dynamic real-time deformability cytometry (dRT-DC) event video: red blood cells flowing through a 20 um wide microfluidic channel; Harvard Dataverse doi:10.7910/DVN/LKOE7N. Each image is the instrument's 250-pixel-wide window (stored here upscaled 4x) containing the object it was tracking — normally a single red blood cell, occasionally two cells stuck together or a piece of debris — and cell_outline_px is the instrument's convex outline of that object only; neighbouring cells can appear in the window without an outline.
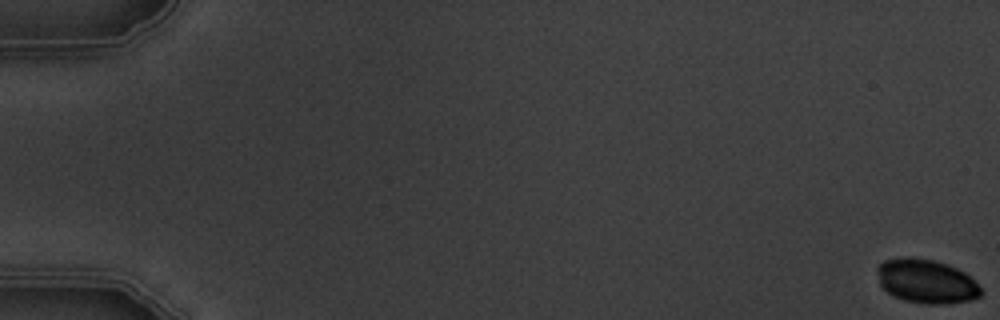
{"species": "common noctule bat (a hibernating species)", "species_latin": "Nyctalus noctula", "temperature_condition": "warm", "stored_images_in_passage": 6, "camera_frame_rate_fps": 3000, "um_per_image_px": 0.085, "animal": {"sex": "male", "body_mass_g": 19.5, "forearm_length_mm": 54.6}, "frame": {"image": 1, "passage_image": 1, "time_ms": 0.0, "image_size_px": [1000, 320], "cell_outline_px": [[984, 292], [980, 296], [972, 300], [940, 304], [928, 304], [904, 300], [888, 292], [880, 284], [876, 268], [884, 260], [908, 256], [932, 260], [948, 264], [964, 272]], "centroid_in_image_um": [78.73, 23.9], "position_along_channel_um": 6.3, "area_um2": 26.36}}
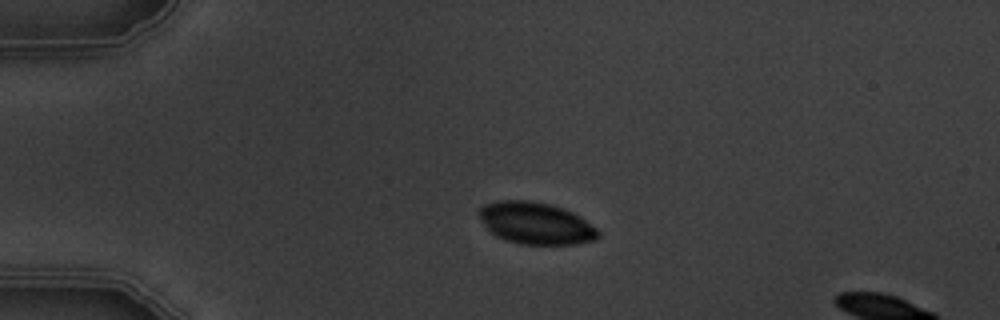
{"frame": {"image": 2, "passage_image": 5, "time_ms": 4.667, "image_size_px": [1000, 320], "cell_outline_px": [[600, 236], [596, 240], [572, 244], [520, 244], [496, 236], [484, 224], [476, 212], [484, 204], [500, 200], [528, 200], [548, 204], [564, 208], [580, 216], [596, 228], [600, 232]], "centroid_in_image_um": [45.55, 18.97], "position_along_channel_um": 39.5, "area_um2": 29.02}}